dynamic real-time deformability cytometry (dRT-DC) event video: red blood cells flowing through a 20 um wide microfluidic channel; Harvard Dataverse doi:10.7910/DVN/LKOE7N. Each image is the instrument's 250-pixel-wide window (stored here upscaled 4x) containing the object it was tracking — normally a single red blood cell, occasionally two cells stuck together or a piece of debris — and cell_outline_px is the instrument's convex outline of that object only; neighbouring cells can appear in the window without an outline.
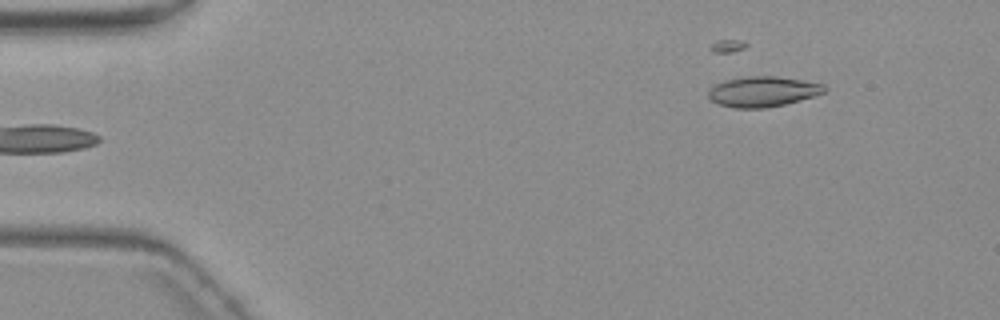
{"species": "common noctule bat (a hibernating species)", "species_latin": "Nyctalus noctula", "temperature_condition": "warm", "stored_images_in_passage": 4, "camera_frame_rate_fps": 3000, "um_per_image_px": 0.085, "animal": {"sex": "female", "body_mass_g": 19.3, "forearm_length_mm": 54.1}, "frame": {"image": 1, "passage_image": 1, "time_ms": 0.0, "image_size_px": [1000, 320], "cell_outline_px": [[828, 88], [824, 92], [800, 100], [784, 104], [764, 108], [736, 108], [720, 104], [712, 100], [708, 96], [708, 92], [716, 84], [724, 80], [748, 76], [772, 76], [800, 80], [824, 84]], "centroid_in_image_um": [64.84, 7.78], "position_along_channel_um": 20.2, "area_um2": 20.17}}